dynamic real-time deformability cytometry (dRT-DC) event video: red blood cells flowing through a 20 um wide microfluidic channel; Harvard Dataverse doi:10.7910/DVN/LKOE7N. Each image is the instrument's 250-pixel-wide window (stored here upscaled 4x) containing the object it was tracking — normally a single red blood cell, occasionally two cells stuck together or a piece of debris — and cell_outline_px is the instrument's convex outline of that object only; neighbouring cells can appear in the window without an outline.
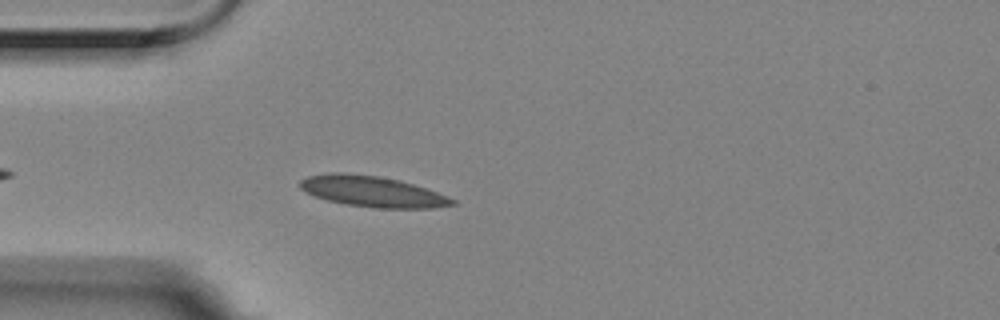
{"species": "Egyptian fruit bat (a non-hibernating species)", "species_latin": "Rousettus aegyptiacus", "temperature_condition": "room temperature", "stored_images_in_passage": 2, "camera_frame_rate_fps": 3000, "um_per_image_px": 0.085, "animal": {"sex": "female"}, "frame": {"image": 1, "passage_image": 2, "time_ms": 0.333, "image_size_px": [1000, 320], "cell_outline_px": [[456, 204], [432, 208], [372, 208], [344, 204], [328, 200], [304, 192], [300, 188], [300, 180], [308, 176], [332, 172], [344, 172], [376, 176], [400, 180], [448, 196], [456, 200]], "centroid_in_image_um": [31.63, 16.28], "position_along_channel_um": 53.4, "area_um2": 27.28}}